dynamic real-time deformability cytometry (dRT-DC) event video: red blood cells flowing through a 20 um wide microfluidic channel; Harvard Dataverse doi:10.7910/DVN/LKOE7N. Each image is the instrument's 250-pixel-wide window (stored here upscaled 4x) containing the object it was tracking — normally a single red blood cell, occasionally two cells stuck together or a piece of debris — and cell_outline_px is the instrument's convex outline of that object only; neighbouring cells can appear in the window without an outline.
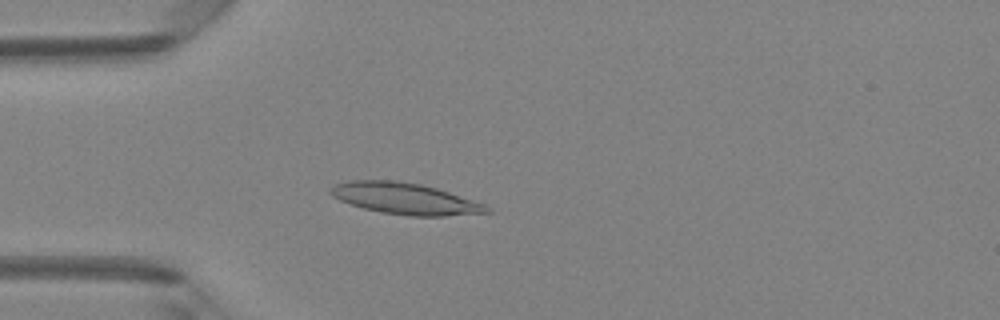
{"species": "Egyptian fruit bat (a non-hibernating species)", "species_latin": "Rousettus aegyptiacus", "temperature_condition": "room temperature", "stored_images_in_passage": 48, "camera_frame_rate_fps": 3000, "um_per_image_px": 0.085, "animal": {"sex": "female"}, "frame": {"image": 1, "passage_image": 13, "time_ms": 4.0, "image_size_px": [1000, 320], "cell_outline_px": [[492, 212], [444, 216], [408, 216], [384, 212], [364, 208], [340, 200], [332, 196], [328, 192], [328, 188], [336, 184], [348, 180], [396, 180], [420, 184], [436, 188], [484, 204], [492, 208]], "centroid_in_image_um": [34.41, 16.87], "position_along_channel_um": 50.6, "area_um2": 28.38}}
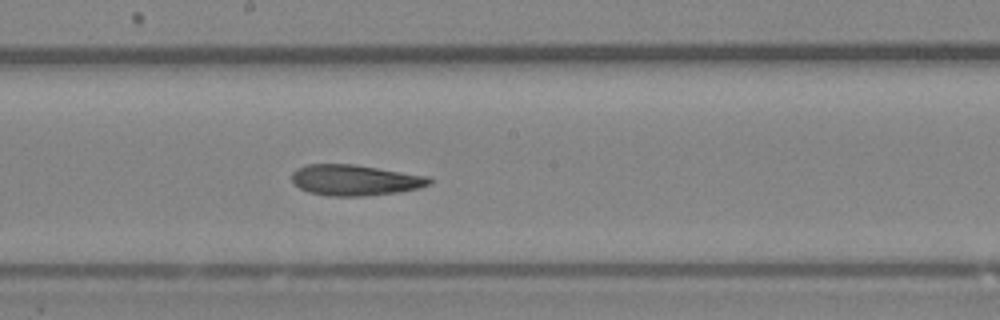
{"frame": {"image": 2, "passage_image": 26, "time_ms": 8.333, "image_size_px": [1000, 320], "cell_outline_px": [[432, 184], [420, 188], [400, 192], [364, 196], [328, 196], [308, 192], [300, 188], [292, 180], [292, 172], [296, 168], [308, 164], [356, 164], [432, 176]], "centroid_in_image_um": [30.24, 15.3], "position_along_channel_um": 218.0, "area_um2": 25.14}}
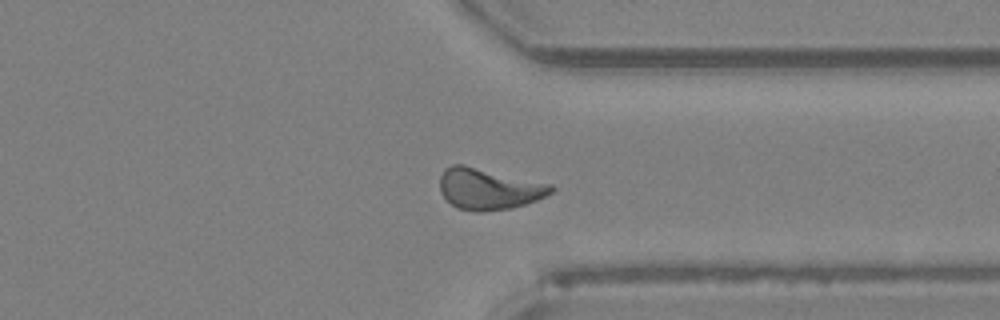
{"frame": {"image": 3, "passage_image": 37, "time_ms": 12.0, "image_size_px": [1000, 320], "cell_outline_px": [[556, 188], [552, 192], [536, 200], [512, 208], [480, 212], [476, 212], [456, 208], [440, 192], [440, 176], [444, 168], [452, 164], [464, 164], [552, 184]], "centroid_in_image_um": [41.53, 16.04], "position_along_channel_um": 369.9, "area_um2": 26.88}, "authors_computed_cell_mechanics": {"area_um2": 25.2586, "velocity_mm_per_s": 4.1453, "shape_relaxation_time_tau1_ms": null, "shape_relaxation_time_tau2_ms": 5.6078, "deformation_change_tau1": null, "deformation_change_tau2": 0.1055}}